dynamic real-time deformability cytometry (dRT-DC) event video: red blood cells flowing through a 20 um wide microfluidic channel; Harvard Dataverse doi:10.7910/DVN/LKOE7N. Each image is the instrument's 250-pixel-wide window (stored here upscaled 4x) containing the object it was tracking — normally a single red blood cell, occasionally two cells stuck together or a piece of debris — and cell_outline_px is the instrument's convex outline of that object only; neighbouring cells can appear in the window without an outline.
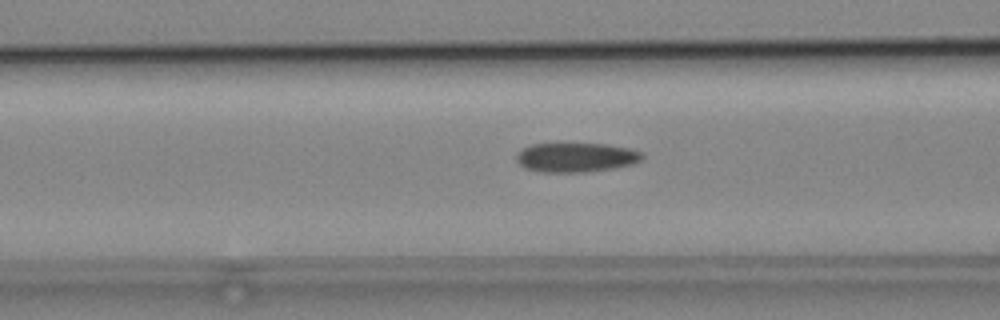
{"species": "common noctule bat (a hibernating species)", "species_latin": "Nyctalus noctula", "temperature_condition": "cold", "stored_images_in_passage": 37, "camera_frame_rate_fps": 3000, "um_per_image_px": 0.085, "animal": {"sex": "male", "body_mass_g": 19.2, "forearm_length_mm": 51.8}, "frame": {"image": 1, "passage_image": 11, "time_ms": 3.333, "image_size_px": [1000, 320], "cell_outline_px": [[644, 156], [640, 160], [632, 164], [616, 168], [588, 172], [540, 172], [524, 168], [516, 160], [516, 156], [524, 148], [532, 144], [608, 144], [628, 148], [640, 152]], "centroid_in_image_um": [48.97, 13.39], "position_along_channel_um": 117.6, "area_um2": 21.44}}
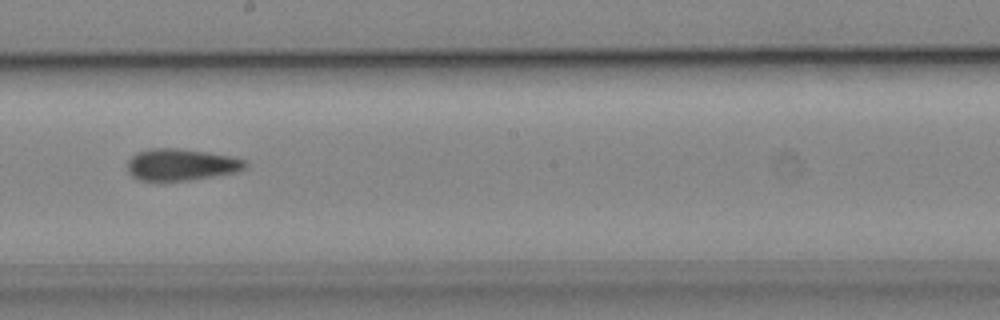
{"frame": {"image": 2, "passage_image": 20, "time_ms": 6.333, "image_size_px": [1000, 320], "cell_outline_px": [[248, 164], [244, 168], [236, 172], [192, 180], [136, 180], [128, 172], [128, 160], [132, 156], [140, 152], [152, 148], [176, 148], [208, 152], [232, 156], [248, 160]], "centroid_in_image_um": [15.43, 13.99], "position_along_channel_um": 232.8, "area_um2": 21.79}}
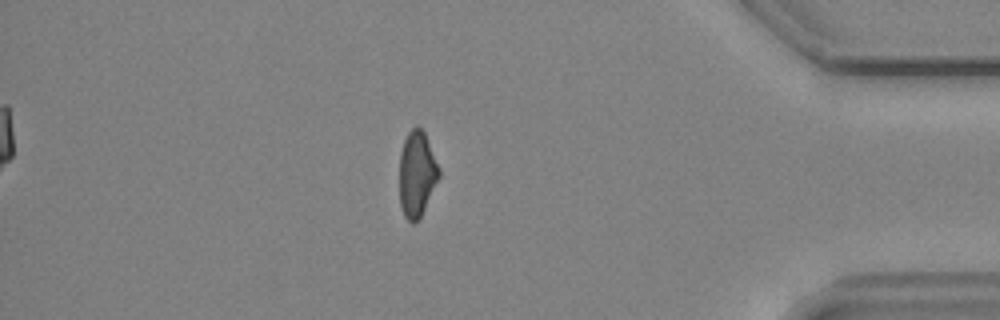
{"frame": {"image": 3, "passage_image": 36, "time_ms": 11.667, "image_size_px": [1000, 320], "cell_outline_px": [[440, 176], [420, 216], [412, 224], [404, 216], [400, 204], [400, 152], [404, 140], [408, 132], [416, 124], [424, 132], [440, 168]], "centroid_in_image_um": [35.43, 14.75], "position_along_channel_um": 399.8, "area_um2": 19.54}}